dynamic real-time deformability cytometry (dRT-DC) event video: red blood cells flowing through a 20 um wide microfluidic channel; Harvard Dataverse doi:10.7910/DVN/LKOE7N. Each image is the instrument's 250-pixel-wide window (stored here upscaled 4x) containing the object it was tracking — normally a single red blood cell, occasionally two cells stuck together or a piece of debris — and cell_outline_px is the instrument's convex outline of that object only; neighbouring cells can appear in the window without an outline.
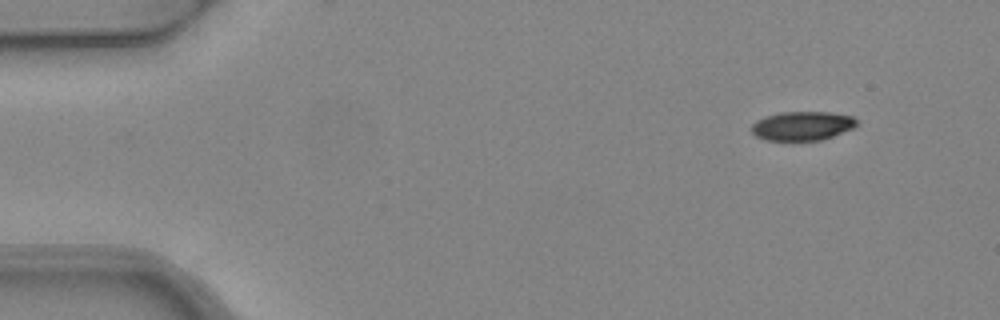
{"species": "common noctule bat (a hibernating species)", "species_latin": "Nyctalus noctula", "temperature_condition": "warm", "stored_images_in_passage": 4, "camera_frame_rate_fps": 3000, "um_per_image_px": 0.085, "animal": {"sex": "female", "body_mass_g": 24.6, "forearm_length_mm": 56.2}, "frame": {"image": 1, "passage_image": 1, "time_ms": 0.0, "image_size_px": [1000, 320], "cell_outline_px": [[860, 124], [852, 128], [832, 136], [820, 140], [764, 140], [756, 136], [752, 132], [752, 124], [756, 120], [764, 116], [780, 112], [828, 112], [852, 116]], "centroid_in_image_um": [68.17, 10.69], "position_along_channel_um": 16.8, "area_um2": 17.74}}
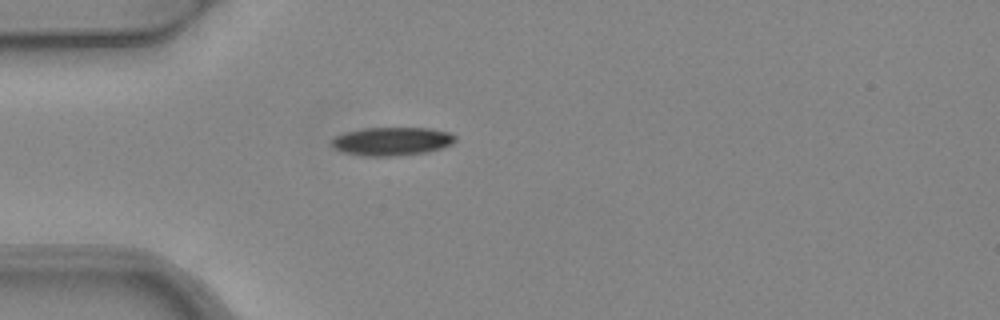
{"frame": {"image": 2, "passage_image": 4, "time_ms": 1.0, "image_size_px": [1000, 320], "cell_outline_px": [[456, 140], [452, 144], [428, 152], [392, 156], [364, 156], [344, 152], [332, 148], [328, 144], [336, 136], [344, 132], [364, 128], [428, 128], [448, 132], [456, 136]], "centroid_in_image_um": [33.27, 12.01], "position_along_channel_um": 51.7, "area_um2": 20.52}}